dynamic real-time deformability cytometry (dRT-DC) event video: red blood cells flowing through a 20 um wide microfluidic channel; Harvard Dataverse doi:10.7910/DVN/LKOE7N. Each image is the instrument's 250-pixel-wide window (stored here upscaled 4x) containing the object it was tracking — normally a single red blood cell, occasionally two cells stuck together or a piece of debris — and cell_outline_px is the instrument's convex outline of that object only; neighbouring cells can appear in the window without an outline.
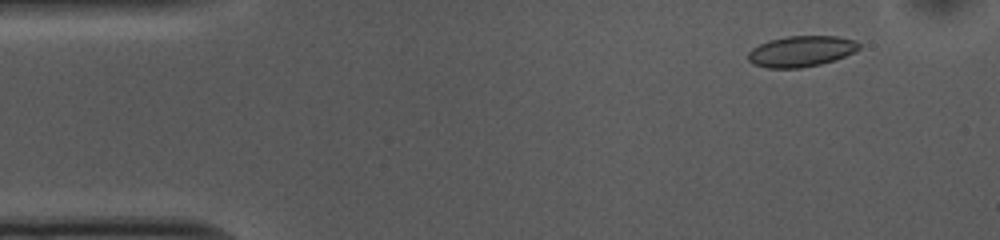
{"species": "common noctule bat (a hibernating species)", "species_latin": "Nyctalus noctula", "temperature_condition": "cold", "stored_images_in_passage": 53, "camera_frame_rate_fps": 3000, "um_per_image_px": 0.085, "animal": {"sex": "female", "body_mass_g": 10.0, "forearm_length_mm": 53.1}, "frame": {"image": 1, "passage_image": 5, "time_ms": 1.333, "image_size_px": [1000, 240], "cell_outline_px": [[860, 48], [844, 56], [820, 64], [800, 68], [764, 68], [752, 64], [748, 60], [748, 52], [752, 48], [768, 40], [788, 36], [836, 36], [856, 40], [860, 44]], "centroid_in_image_um": [68.06, 4.36], "position_along_channel_um": 16.9, "area_um2": 19.94}}
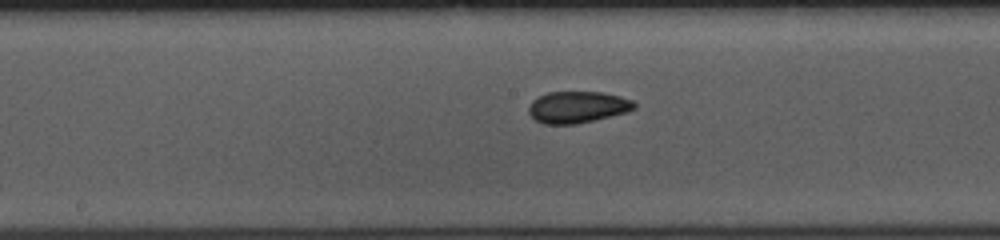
{"frame": {"image": 2, "passage_image": 26, "time_ms": 8.333, "image_size_px": [1000, 240], "cell_outline_px": [[636, 108], [628, 112], [576, 124], [544, 124], [536, 120], [528, 112], [528, 108], [532, 100], [548, 92], [604, 92], [620, 96], [632, 100], [636, 104]], "centroid_in_image_um": [49.1, 9.1], "position_along_channel_um": 199.1, "area_um2": 19.48}}
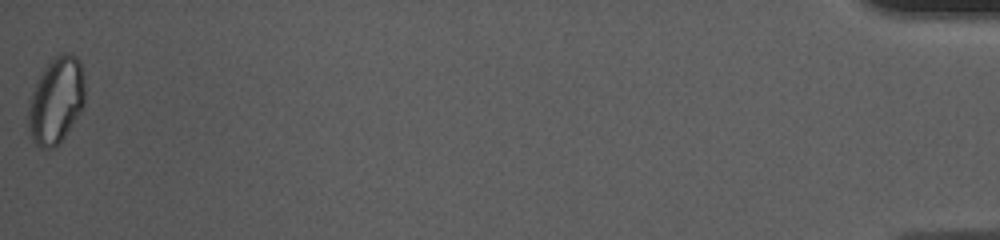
{"frame": {"image": 3, "passage_image": 53, "time_ms": 17.333, "image_size_px": [1000, 240], "cell_outline_px": [[84, 104], [80, 112], [56, 148], [40, 148], [32, 140], [28, 124], [28, 100], [36, 80], [52, 56], [60, 52], [68, 52], [76, 56], [80, 60], [84, 80]], "centroid_in_image_um": [4.75, 8.5], "position_along_channel_um": 430.4, "area_um2": 28.9}, "authors_computed_cell_mechanics": {"area_um2": 19.7676, "velocity_mm_per_s": 3.7026, "shape_relaxation_time_tau1_ms": 11.079, "shape_relaxation_time_tau2_ms": 1.9292, "deformation_change_tau1": 0.1471, "deformation_change_tau2": 0.0601}}